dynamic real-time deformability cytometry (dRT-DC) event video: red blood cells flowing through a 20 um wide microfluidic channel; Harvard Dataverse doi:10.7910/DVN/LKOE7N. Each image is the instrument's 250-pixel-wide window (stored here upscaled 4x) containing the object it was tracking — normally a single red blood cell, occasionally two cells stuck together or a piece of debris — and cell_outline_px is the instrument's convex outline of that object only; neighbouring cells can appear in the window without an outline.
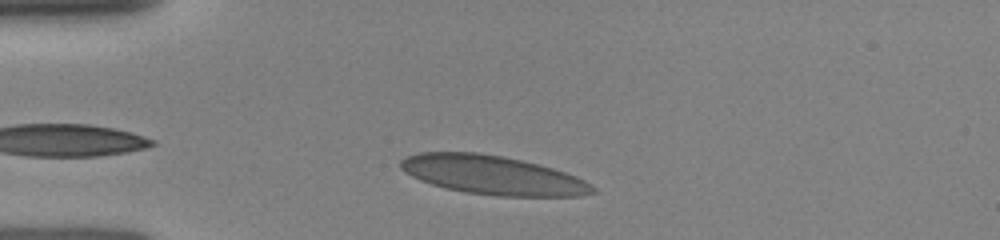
{"species": "human", "species_latin": "Homo sapiens", "temperature_condition": "room temperature", "stored_images_in_passage": 3, "camera_frame_rate_fps": 3000, "um_per_image_px": 0.085, "donor": {"sex": "female"}, "frame": {"image": 1, "passage_image": 1, "time_ms": 0.0, "image_size_px": [1000, 240], "cell_outline_px": [[596, 192], [580, 196], [496, 196], [464, 192], [444, 188], [420, 180], [404, 172], [400, 168], [400, 160], [408, 156], [420, 152], [476, 152], [500, 156], [520, 160], [552, 168], [576, 176], [592, 184], [596, 188]], "centroid_in_image_um": [41.87, 14.89], "position_along_channel_um": 43.1, "area_um2": 43.41}}
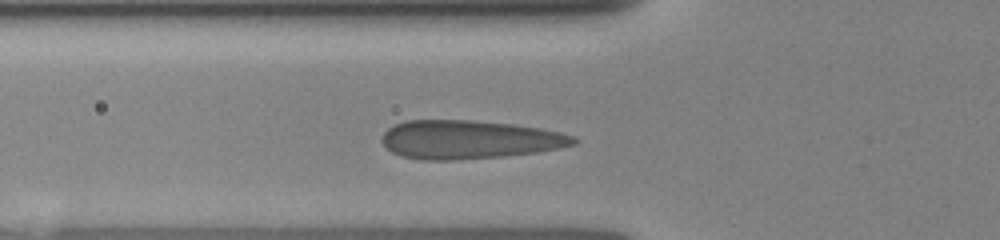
{"frame": {"image": 2, "passage_image": 3, "time_ms": 1.667, "image_size_px": [1000, 240], "cell_outline_px": [[580, 140], [576, 144], [560, 148], [536, 152], [504, 156], [456, 160], [420, 160], [400, 156], [392, 152], [380, 140], [380, 136], [388, 128], [396, 124], [408, 120], [468, 120], [512, 124], [560, 132], [572, 136]], "centroid_in_image_um": [39.85, 11.87], "position_along_channel_um": 86.0, "area_um2": 43.12}}